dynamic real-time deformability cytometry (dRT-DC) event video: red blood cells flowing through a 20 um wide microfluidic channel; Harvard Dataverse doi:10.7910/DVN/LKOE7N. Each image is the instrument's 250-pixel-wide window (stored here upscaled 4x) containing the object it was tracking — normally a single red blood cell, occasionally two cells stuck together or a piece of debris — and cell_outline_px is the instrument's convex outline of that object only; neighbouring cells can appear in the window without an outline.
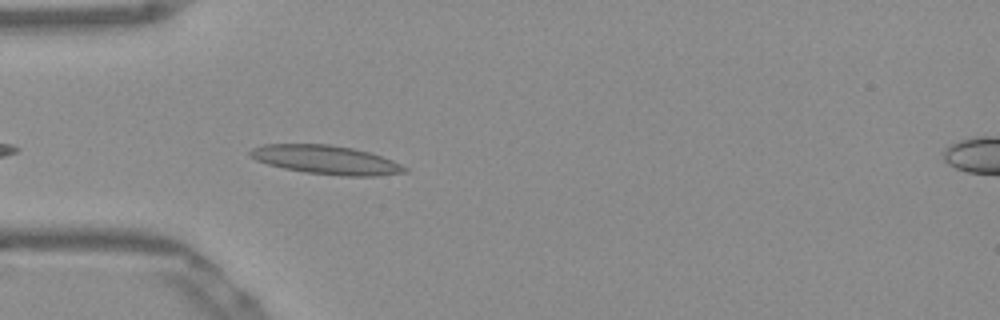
{"species": "Egyptian fruit bat (a non-hibernating species)", "species_latin": "Rousettus aegyptiacus", "temperature_condition": "warm", "stored_images_in_passage": 17, "camera_frame_rate_fps": 3000, "um_per_image_px": 0.085, "frame": {"image": 1, "passage_image": 3, "time_ms": 0.667, "image_size_px": [1000, 320], "cell_outline_px": [[408, 172], [376, 176], [344, 176], [304, 172], [284, 168], [268, 164], [256, 160], [248, 156], [248, 152], [252, 148], [264, 144], [328, 144], [352, 148], [368, 152], [392, 160], [408, 168]], "centroid_in_image_um": [27.7, 13.59], "position_along_channel_um": 57.3, "area_um2": 25.89}}
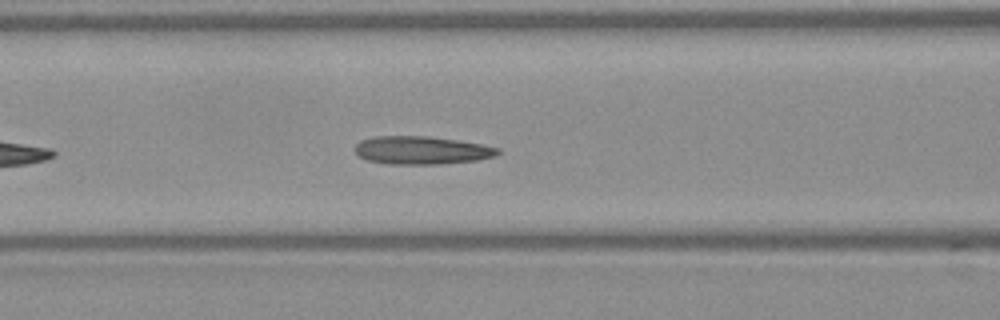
{"frame": {"image": 2, "passage_image": 9, "time_ms": 2.667, "image_size_px": [1000, 320], "cell_outline_px": [[500, 152], [496, 156], [476, 160], [436, 164], [388, 164], [368, 160], [360, 156], [356, 152], [356, 144], [360, 140], [376, 136], [428, 136], [456, 140], [480, 144], [500, 148]], "centroid_in_image_um": [35.84, 12.77], "position_along_channel_um": 130.8, "area_um2": 23.18}}
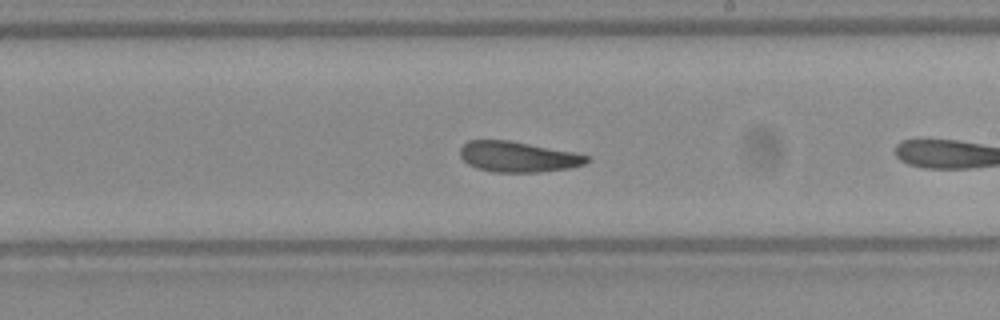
{"frame": {"image": 3, "passage_image": 15, "time_ms": 4.667, "image_size_px": [1000, 320], "cell_outline_px": [[592, 160], [584, 164], [568, 168], [540, 172], [492, 172], [476, 168], [468, 164], [460, 156], [460, 148], [468, 140], [508, 140], [572, 152], [588, 156]], "centroid_in_image_um": [44.0, 13.33], "position_along_channel_um": 245.0, "area_um2": 22.43}}